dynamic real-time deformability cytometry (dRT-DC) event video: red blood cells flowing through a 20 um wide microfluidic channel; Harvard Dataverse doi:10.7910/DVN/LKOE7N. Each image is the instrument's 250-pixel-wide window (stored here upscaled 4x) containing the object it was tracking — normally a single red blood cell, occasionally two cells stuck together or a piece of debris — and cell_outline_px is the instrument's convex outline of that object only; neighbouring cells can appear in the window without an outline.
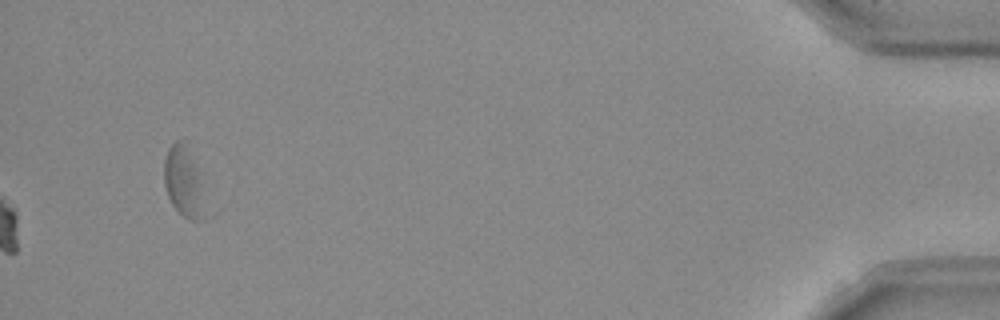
{"species": "Egyptian fruit bat (a non-hibernating species)", "species_latin": "Rousettus aegyptiacus", "temperature_condition": "room temperature", "stored_images_in_passage": 37, "camera_frame_rate_fps": 3000, "um_per_image_px": 0.085, "frame": {"image": 1, "passage_image": 37, "time_ms": 12.0, "image_size_px": [1000, 320], "cell_outline_px": [[204, 220], [192, 220], [184, 216], [172, 204], [168, 196], [164, 184], [164, 160], [168, 148], [176, 140], [180, 140], [192, 164], [196, 176]], "centroid_in_image_um": [15.48, 15.51], "position_along_channel_um": 419.7, "area_um2": 14.8}}